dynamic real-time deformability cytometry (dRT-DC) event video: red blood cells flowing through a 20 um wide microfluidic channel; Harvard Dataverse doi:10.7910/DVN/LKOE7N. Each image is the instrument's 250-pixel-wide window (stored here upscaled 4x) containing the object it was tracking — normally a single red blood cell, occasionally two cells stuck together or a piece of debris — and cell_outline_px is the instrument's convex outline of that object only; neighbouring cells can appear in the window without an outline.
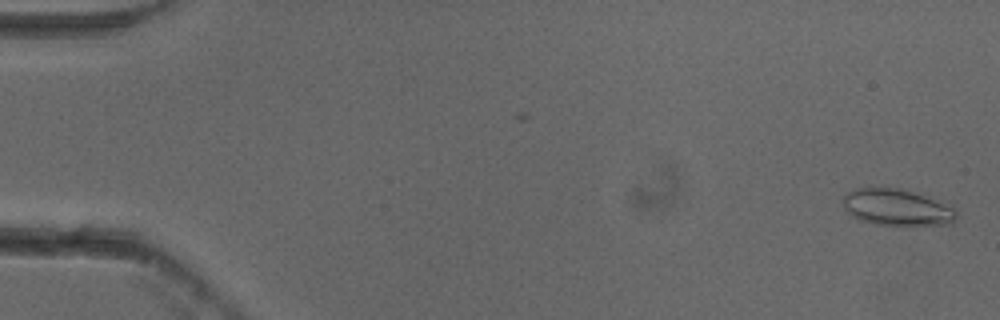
{"species": "common noctule bat (a hibernating species)", "species_latin": "Nyctalus noctula", "temperature_condition": "cold", "stored_images_in_passage": 54, "camera_frame_rate_fps": 3000, "um_per_image_px": 0.085, "animal": {"sex": "female"}, "frame": {"image": 1, "passage_image": 2, "time_ms": 0.333, "image_size_px": [1000, 320], "cell_outline_px": [[956, 216], [952, 224], [876, 224], [856, 220], [844, 208], [844, 196], [848, 192], [856, 188], [896, 188], [912, 192], [956, 208]], "centroid_in_image_um": [76.19, 17.63], "position_along_channel_um": 8.8, "area_um2": 23.52}}
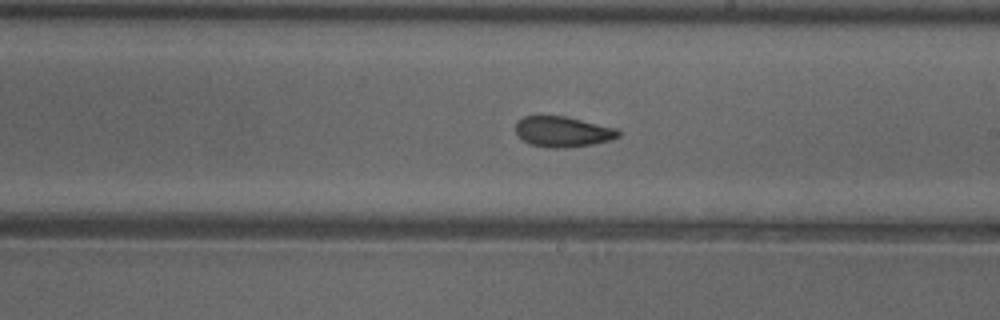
{"frame": {"image": 2, "passage_image": 32, "time_ms": 10.333, "image_size_px": [1000, 320], "cell_outline_px": [[620, 136], [612, 140], [592, 144], [564, 148], [552, 148], [532, 144], [524, 140], [516, 132], [516, 120], [524, 116], [564, 116], [616, 128], [620, 132]], "centroid_in_image_um": [47.85, 11.19], "position_along_channel_um": 241.2, "area_um2": 18.09}}
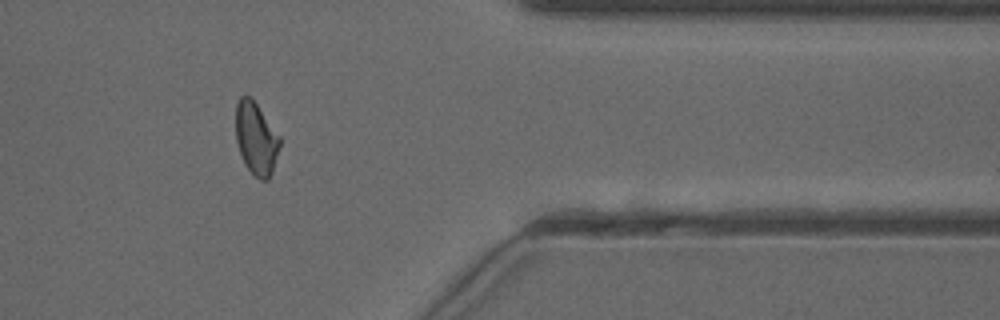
{"frame": {"image": 3, "passage_image": 45, "time_ms": 14.667, "image_size_px": [1000, 320], "cell_outline_px": [[280, 144], [272, 172], [268, 180], [260, 180], [244, 164], [236, 140], [236, 104], [240, 96], [248, 96], [256, 104], [280, 136]], "centroid_in_image_um": [21.76, 11.78], "position_along_channel_um": 389.6, "area_um2": 18.26}, "authors_computed_cell_mechanics": {"area_um2": 18.9006, "velocity_mm_per_s": 3.8449, "shape_relaxation_time_tau1_ms": 7.8784, "shape_relaxation_time_tau2_ms": 2.0981, "deformation_change_tau1": 0.1474, "deformation_change_tau2": 0.0749}}